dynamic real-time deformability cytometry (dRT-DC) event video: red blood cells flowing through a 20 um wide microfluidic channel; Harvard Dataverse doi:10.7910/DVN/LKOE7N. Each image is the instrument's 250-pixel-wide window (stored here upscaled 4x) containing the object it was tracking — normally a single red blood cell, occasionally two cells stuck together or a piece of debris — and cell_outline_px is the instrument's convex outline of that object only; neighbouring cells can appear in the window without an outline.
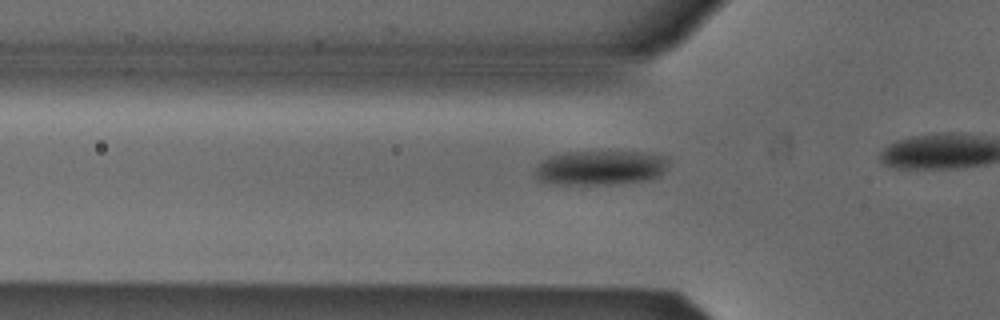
{"species": "Egyptian fruit bat (a non-hibernating species)", "species_latin": "Rousettus aegyptiacus", "temperature_condition": "cold", "stored_images_in_passage": 8, "camera_frame_rate_fps": 3000, "um_per_image_px": 0.085, "animal": {"sex": "male"}, "frame": {"image": 1, "passage_image": 3, "time_ms": 0.667, "image_size_px": [1000, 320], "cell_outline_px": [[668, 160], [660, 176], [644, 180], [616, 184], [548, 184], [540, 180], [536, 176], [536, 168], [548, 156], [564, 152], [652, 152], [668, 156]], "centroid_in_image_um": [51.05, 14.25], "position_along_channel_um": 74.8, "area_um2": 26.88}}
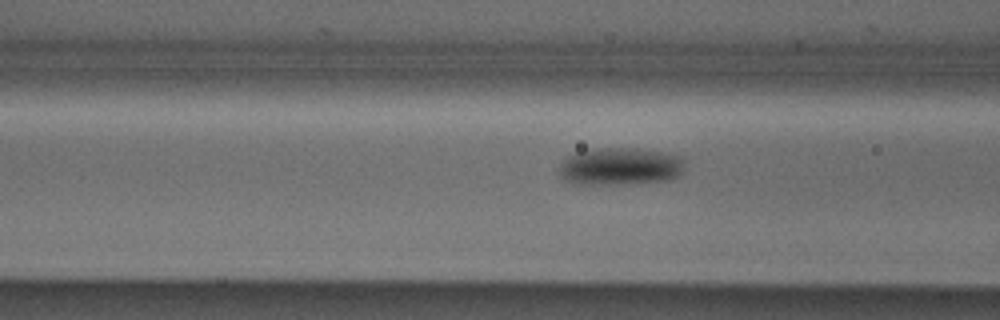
{"frame": {"image": 2, "passage_image": 6, "time_ms": 1.667, "image_size_px": [1000, 320], "cell_outline_px": [[684, 172], [680, 176], [668, 180], [628, 184], [576, 184], [564, 180], [560, 176], [556, 168], [568, 156], [576, 152], [592, 148], [632, 148], [660, 152], [680, 156], [684, 160]], "centroid_in_image_um": [52.69, 14.15], "position_along_channel_um": 113.9, "area_um2": 27.86}}